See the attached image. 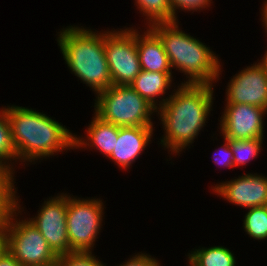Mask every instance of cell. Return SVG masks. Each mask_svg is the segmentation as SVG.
<instances>
[{"label": "cell", "instance_id": "cell-10", "mask_svg": "<svg viewBox=\"0 0 267 266\" xmlns=\"http://www.w3.org/2000/svg\"><path fill=\"white\" fill-rule=\"evenodd\" d=\"M221 116L220 134L226 139L264 138V117L267 110L249 104H226Z\"/></svg>", "mask_w": 267, "mask_h": 266}, {"label": "cell", "instance_id": "cell-5", "mask_svg": "<svg viewBox=\"0 0 267 266\" xmlns=\"http://www.w3.org/2000/svg\"><path fill=\"white\" fill-rule=\"evenodd\" d=\"M94 114L118 127H154L151 115L157 110L130 85H112L96 94Z\"/></svg>", "mask_w": 267, "mask_h": 266}, {"label": "cell", "instance_id": "cell-22", "mask_svg": "<svg viewBox=\"0 0 267 266\" xmlns=\"http://www.w3.org/2000/svg\"><path fill=\"white\" fill-rule=\"evenodd\" d=\"M264 138L236 140L228 139L233 151L234 167L247 165L253 158H257L261 152Z\"/></svg>", "mask_w": 267, "mask_h": 266}, {"label": "cell", "instance_id": "cell-13", "mask_svg": "<svg viewBox=\"0 0 267 266\" xmlns=\"http://www.w3.org/2000/svg\"><path fill=\"white\" fill-rule=\"evenodd\" d=\"M154 127H119L118 140L114 150L108 157L124 170L142 154L149 146L153 135ZM149 143V144H148Z\"/></svg>", "mask_w": 267, "mask_h": 266}, {"label": "cell", "instance_id": "cell-28", "mask_svg": "<svg viewBox=\"0 0 267 266\" xmlns=\"http://www.w3.org/2000/svg\"><path fill=\"white\" fill-rule=\"evenodd\" d=\"M261 18H262V22H263V26L265 29V33H267V2L263 3L262 9H261Z\"/></svg>", "mask_w": 267, "mask_h": 266}, {"label": "cell", "instance_id": "cell-24", "mask_svg": "<svg viewBox=\"0 0 267 266\" xmlns=\"http://www.w3.org/2000/svg\"><path fill=\"white\" fill-rule=\"evenodd\" d=\"M170 5L172 6L173 9V14L176 20L177 19V14L178 13L177 9H182V11H196L197 10H205V8L210 7L212 4V0H169Z\"/></svg>", "mask_w": 267, "mask_h": 266}, {"label": "cell", "instance_id": "cell-11", "mask_svg": "<svg viewBox=\"0 0 267 266\" xmlns=\"http://www.w3.org/2000/svg\"><path fill=\"white\" fill-rule=\"evenodd\" d=\"M226 104H249L267 110V68L260 60L235 74L226 88Z\"/></svg>", "mask_w": 267, "mask_h": 266}, {"label": "cell", "instance_id": "cell-31", "mask_svg": "<svg viewBox=\"0 0 267 266\" xmlns=\"http://www.w3.org/2000/svg\"><path fill=\"white\" fill-rule=\"evenodd\" d=\"M47 266H62V265H61L60 262L57 260L56 262H54V263H52V264H50V265H47Z\"/></svg>", "mask_w": 267, "mask_h": 266}, {"label": "cell", "instance_id": "cell-20", "mask_svg": "<svg viewBox=\"0 0 267 266\" xmlns=\"http://www.w3.org/2000/svg\"><path fill=\"white\" fill-rule=\"evenodd\" d=\"M14 160L18 162L16 150L11 138L10 124L5 106L0 109V166L15 170L13 168ZM9 162L12 163L10 164Z\"/></svg>", "mask_w": 267, "mask_h": 266}, {"label": "cell", "instance_id": "cell-1", "mask_svg": "<svg viewBox=\"0 0 267 266\" xmlns=\"http://www.w3.org/2000/svg\"><path fill=\"white\" fill-rule=\"evenodd\" d=\"M215 85L179 84L175 91L167 96L165 103L158 108L164 137L161 146L175 156L192 145L200 130L206 125L213 105Z\"/></svg>", "mask_w": 267, "mask_h": 266}, {"label": "cell", "instance_id": "cell-19", "mask_svg": "<svg viewBox=\"0 0 267 266\" xmlns=\"http://www.w3.org/2000/svg\"><path fill=\"white\" fill-rule=\"evenodd\" d=\"M142 15L146 16L149 25L177 21L169 0H134Z\"/></svg>", "mask_w": 267, "mask_h": 266}, {"label": "cell", "instance_id": "cell-7", "mask_svg": "<svg viewBox=\"0 0 267 266\" xmlns=\"http://www.w3.org/2000/svg\"><path fill=\"white\" fill-rule=\"evenodd\" d=\"M100 198L81 199L67 194V234L70 252H92L102 230L104 207Z\"/></svg>", "mask_w": 267, "mask_h": 266}, {"label": "cell", "instance_id": "cell-29", "mask_svg": "<svg viewBox=\"0 0 267 266\" xmlns=\"http://www.w3.org/2000/svg\"><path fill=\"white\" fill-rule=\"evenodd\" d=\"M6 250V242L4 237L0 234V255Z\"/></svg>", "mask_w": 267, "mask_h": 266}, {"label": "cell", "instance_id": "cell-14", "mask_svg": "<svg viewBox=\"0 0 267 266\" xmlns=\"http://www.w3.org/2000/svg\"><path fill=\"white\" fill-rule=\"evenodd\" d=\"M136 29V42L141 70L172 73L168 56L160 38L148 27L141 35Z\"/></svg>", "mask_w": 267, "mask_h": 266}, {"label": "cell", "instance_id": "cell-9", "mask_svg": "<svg viewBox=\"0 0 267 266\" xmlns=\"http://www.w3.org/2000/svg\"><path fill=\"white\" fill-rule=\"evenodd\" d=\"M34 218L28 220L40 231L53 252L70 253L67 234V194L61 193L44 201Z\"/></svg>", "mask_w": 267, "mask_h": 266}, {"label": "cell", "instance_id": "cell-2", "mask_svg": "<svg viewBox=\"0 0 267 266\" xmlns=\"http://www.w3.org/2000/svg\"><path fill=\"white\" fill-rule=\"evenodd\" d=\"M6 111L18 161L34 164L40 158L75 149V134L45 113L15 105L7 106Z\"/></svg>", "mask_w": 267, "mask_h": 266}, {"label": "cell", "instance_id": "cell-25", "mask_svg": "<svg viewBox=\"0 0 267 266\" xmlns=\"http://www.w3.org/2000/svg\"><path fill=\"white\" fill-rule=\"evenodd\" d=\"M225 140L223 146L218 148L217 152L213 155L214 162L216 165L225 166L226 168H234L233 161V151L230 147V142L228 139L223 138Z\"/></svg>", "mask_w": 267, "mask_h": 266}, {"label": "cell", "instance_id": "cell-16", "mask_svg": "<svg viewBox=\"0 0 267 266\" xmlns=\"http://www.w3.org/2000/svg\"><path fill=\"white\" fill-rule=\"evenodd\" d=\"M172 73L150 72L141 70L130 86L156 110L160 108L167 99L163 95L171 88ZM162 96V97H160ZM161 98L159 101L156 98ZM159 102V104H158ZM159 106V107H158Z\"/></svg>", "mask_w": 267, "mask_h": 266}, {"label": "cell", "instance_id": "cell-8", "mask_svg": "<svg viewBox=\"0 0 267 266\" xmlns=\"http://www.w3.org/2000/svg\"><path fill=\"white\" fill-rule=\"evenodd\" d=\"M103 32L112 85L128 86L141 72L136 29L131 27Z\"/></svg>", "mask_w": 267, "mask_h": 266}, {"label": "cell", "instance_id": "cell-3", "mask_svg": "<svg viewBox=\"0 0 267 266\" xmlns=\"http://www.w3.org/2000/svg\"><path fill=\"white\" fill-rule=\"evenodd\" d=\"M178 22L157 23L149 28L162 41L171 69L186 75L188 80L182 84L213 85L222 73L218 55L199 39L179 29Z\"/></svg>", "mask_w": 267, "mask_h": 266}, {"label": "cell", "instance_id": "cell-30", "mask_svg": "<svg viewBox=\"0 0 267 266\" xmlns=\"http://www.w3.org/2000/svg\"><path fill=\"white\" fill-rule=\"evenodd\" d=\"M261 61L265 64V67L267 68V51L265 52L263 58L261 59Z\"/></svg>", "mask_w": 267, "mask_h": 266}, {"label": "cell", "instance_id": "cell-17", "mask_svg": "<svg viewBox=\"0 0 267 266\" xmlns=\"http://www.w3.org/2000/svg\"><path fill=\"white\" fill-rule=\"evenodd\" d=\"M187 256L189 266H236L234 254L224 246L202 247Z\"/></svg>", "mask_w": 267, "mask_h": 266}, {"label": "cell", "instance_id": "cell-18", "mask_svg": "<svg viewBox=\"0 0 267 266\" xmlns=\"http://www.w3.org/2000/svg\"><path fill=\"white\" fill-rule=\"evenodd\" d=\"M14 170L0 166V226L18 209Z\"/></svg>", "mask_w": 267, "mask_h": 266}, {"label": "cell", "instance_id": "cell-6", "mask_svg": "<svg viewBox=\"0 0 267 266\" xmlns=\"http://www.w3.org/2000/svg\"><path fill=\"white\" fill-rule=\"evenodd\" d=\"M19 204L18 199V209L0 226V234L6 242V250L22 266H47L56 262L58 256L33 223L28 218L27 220L18 219L17 216L23 208Z\"/></svg>", "mask_w": 267, "mask_h": 266}, {"label": "cell", "instance_id": "cell-21", "mask_svg": "<svg viewBox=\"0 0 267 266\" xmlns=\"http://www.w3.org/2000/svg\"><path fill=\"white\" fill-rule=\"evenodd\" d=\"M243 220L244 231L250 238L256 240L267 239V205L247 208Z\"/></svg>", "mask_w": 267, "mask_h": 266}, {"label": "cell", "instance_id": "cell-15", "mask_svg": "<svg viewBox=\"0 0 267 266\" xmlns=\"http://www.w3.org/2000/svg\"><path fill=\"white\" fill-rule=\"evenodd\" d=\"M87 128V140L83 136L77 137L75 135L74 146L75 149L90 146L99 150L104 156L109 157L114 150V145L118 140L119 127L117 125L102 121L96 115L93 116Z\"/></svg>", "mask_w": 267, "mask_h": 266}, {"label": "cell", "instance_id": "cell-27", "mask_svg": "<svg viewBox=\"0 0 267 266\" xmlns=\"http://www.w3.org/2000/svg\"><path fill=\"white\" fill-rule=\"evenodd\" d=\"M0 266H22L7 250L0 255Z\"/></svg>", "mask_w": 267, "mask_h": 266}, {"label": "cell", "instance_id": "cell-23", "mask_svg": "<svg viewBox=\"0 0 267 266\" xmlns=\"http://www.w3.org/2000/svg\"><path fill=\"white\" fill-rule=\"evenodd\" d=\"M62 266H106L92 252H70L58 256Z\"/></svg>", "mask_w": 267, "mask_h": 266}, {"label": "cell", "instance_id": "cell-4", "mask_svg": "<svg viewBox=\"0 0 267 266\" xmlns=\"http://www.w3.org/2000/svg\"><path fill=\"white\" fill-rule=\"evenodd\" d=\"M57 42L68 68L95 93L112 86L104 33L74 25L58 32Z\"/></svg>", "mask_w": 267, "mask_h": 266}, {"label": "cell", "instance_id": "cell-12", "mask_svg": "<svg viewBox=\"0 0 267 266\" xmlns=\"http://www.w3.org/2000/svg\"><path fill=\"white\" fill-rule=\"evenodd\" d=\"M212 190L224 200L242 208L267 205V177L262 174H243L233 180L216 184Z\"/></svg>", "mask_w": 267, "mask_h": 266}, {"label": "cell", "instance_id": "cell-26", "mask_svg": "<svg viewBox=\"0 0 267 266\" xmlns=\"http://www.w3.org/2000/svg\"><path fill=\"white\" fill-rule=\"evenodd\" d=\"M133 255L132 258L128 259V261L124 262V264H120L119 266H161L159 261L156 260L151 255L140 252Z\"/></svg>", "mask_w": 267, "mask_h": 266}]
</instances>
